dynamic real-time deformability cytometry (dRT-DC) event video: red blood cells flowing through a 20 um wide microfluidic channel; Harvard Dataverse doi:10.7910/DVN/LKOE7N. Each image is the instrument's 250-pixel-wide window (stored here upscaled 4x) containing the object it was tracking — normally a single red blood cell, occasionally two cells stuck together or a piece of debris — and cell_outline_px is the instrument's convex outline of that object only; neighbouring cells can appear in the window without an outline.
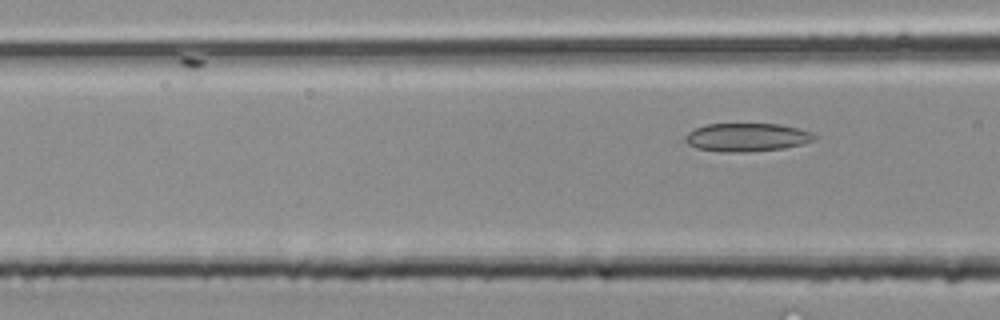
{"species": "common noctule bat (a hibernating species)", "species_latin": "Nyctalus noctula", "temperature_condition": "room temperature", "stored_images_in_passage": 4, "camera_frame_rate_fps": 3000, "um_per_image_px": 0.085, "animal": {"sex": "male", "body_mass_g": 20.4}, "frame": {"image": 1, "passage_image": 4, "time_ms": 1.0, "image_size_px": [1000, 320], "cell_outline_px": [[816, 140], [784, 148], [744, 152], [720, 152], [696, 148], [688, 144], [684, 140], [684, 136], [688, 132], [696, 128], [708, 124], [780, 124], [812, 132], [816, 136]], "centroid_in_image_um": [63.46, 11.67], "position_along_channel_um": 103.1, "area_um2": 21.27}}